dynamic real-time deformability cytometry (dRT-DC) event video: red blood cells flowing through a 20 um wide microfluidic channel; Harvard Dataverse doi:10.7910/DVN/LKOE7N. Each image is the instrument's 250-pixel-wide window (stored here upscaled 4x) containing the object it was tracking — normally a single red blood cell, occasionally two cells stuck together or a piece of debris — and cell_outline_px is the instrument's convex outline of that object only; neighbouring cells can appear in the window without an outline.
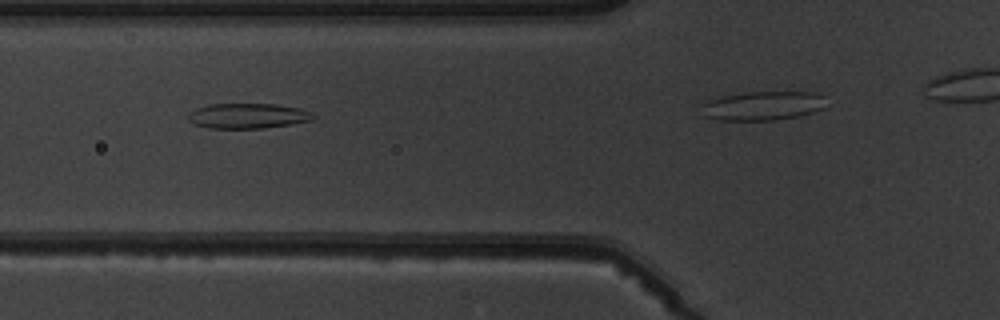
{"species": "common noctule bat (a hibernating species)", "species_latin": "Nyctalus noctula", "temperature_condition": "warm", "stored_images_in_passage": 5, "camera_frame_rate_fps": 3000, "um_per_image_px": 0.085, "animal": {"sex": "male", "body_mass_g": 19.5, "forearm_length_mm": 54.6}, "frame": {"image": 1, "passage_image": 3, "time_ms": 2.333, "image_size_px": [1000, 320], "cell_outline_px": [[316, 116], [312, 120], [264, 128], [208, 128], [196, 124], [188, 120], [188, 112], [196, 108], [208, 104], [276, 104], [300, 108]], "centroid_in_image_um": [21.02, 9.84], "position_along_channel_um": 104.8, "area_um2": 18.21}}